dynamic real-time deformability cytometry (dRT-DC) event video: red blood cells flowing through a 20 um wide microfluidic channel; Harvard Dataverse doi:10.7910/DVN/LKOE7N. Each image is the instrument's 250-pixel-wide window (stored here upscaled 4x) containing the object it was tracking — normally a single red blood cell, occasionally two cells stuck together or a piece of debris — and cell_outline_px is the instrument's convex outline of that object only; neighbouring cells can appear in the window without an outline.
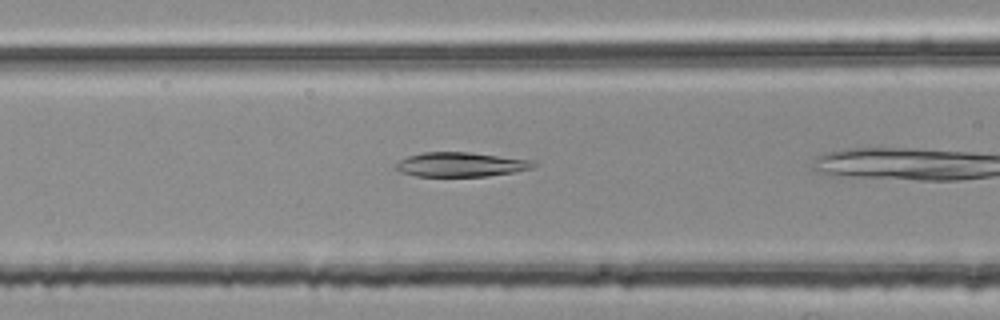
{"species": "common noctule bat (a hibernating species)", "species_latin": "Nyctalus noctula", "temperature_condition": "room temperature", "stored_images_in_passage": 8, "camera_frame_rate_fps": 3000, "um_per_image_px": 0.085, "animal": {"sex": "female", "body_mass_g": 25.1}, "frame": {"image": 1, "passage_image": 6, "time_ms": 1.667, "image_size_px": [1000, 320], "cell_outline_px": [[536, 164], [532, 168], [516, 172], [488, 176], [416, 176], [400, 172], [396, 168], [396, 164], [400, 160], [408, 156], [420, 152], [468, 152], [532, 160]], "centroid_in_image_um": [39.16, 13.98], "position_along_channel_um": 127.4, "area_um2": 19.54}}